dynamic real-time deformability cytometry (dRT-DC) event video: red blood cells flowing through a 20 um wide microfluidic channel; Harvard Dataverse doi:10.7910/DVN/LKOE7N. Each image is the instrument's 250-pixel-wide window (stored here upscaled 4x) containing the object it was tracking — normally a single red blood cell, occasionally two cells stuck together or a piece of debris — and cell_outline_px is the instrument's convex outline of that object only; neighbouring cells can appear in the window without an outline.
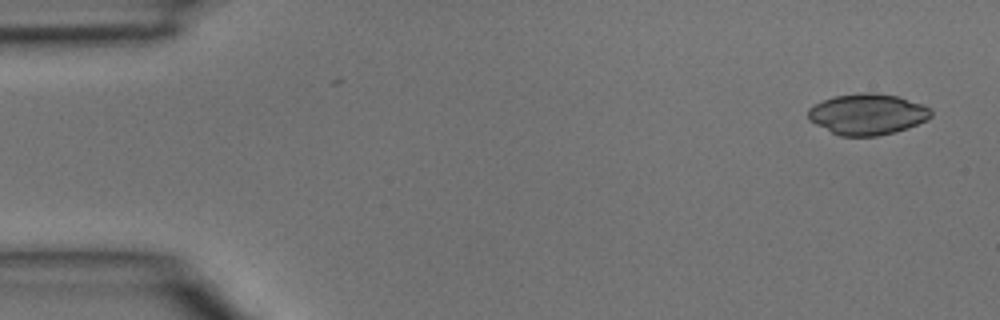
{"species": "common noctule bat (a hibernating species)", "species_latin": "Nyctalus noctula", "temperature_condition": "room temperature", "stored_images_in_passage": 4, "camera_frame_rate_fps": 3000, "um_per_image_px": 0.085, "animal": {"sex": "male", "body_mass_g": 15.6}, "frame": {"image": 1, "passage_image": 1, "time_ms": 0.0, "image_size_px": [1000, 320], "cell_outline_px": [[932, 116], [928, 120], [908, 128], [896, 132], [876, 136], [840, 136], [808, 120], [808, 108], [832, 96], [860, 92], [872, 92], [900, 96], [924, 104], [932, 108]], "centroid_in_image_um": [73.78, 9.69], "position_along_channel_um": 11.2, "area_um2": 29.77}}